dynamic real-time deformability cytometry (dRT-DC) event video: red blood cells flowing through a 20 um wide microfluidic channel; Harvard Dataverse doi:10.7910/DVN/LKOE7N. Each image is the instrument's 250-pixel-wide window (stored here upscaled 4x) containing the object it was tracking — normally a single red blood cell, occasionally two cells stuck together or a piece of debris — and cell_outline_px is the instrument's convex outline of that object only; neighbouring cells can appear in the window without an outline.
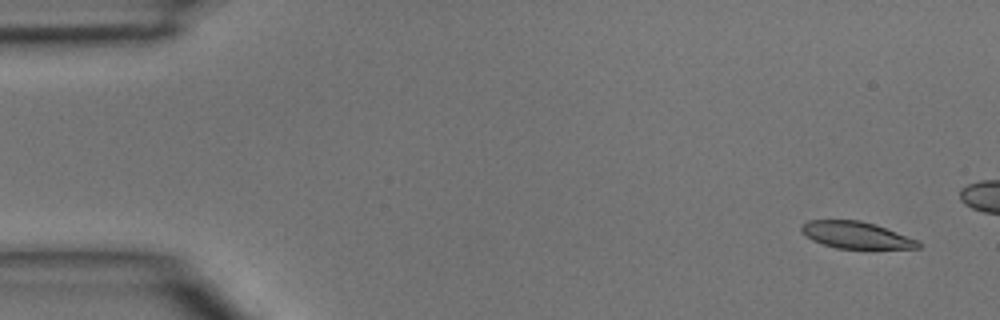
{"species": "common noctule bat (a hibernating species)", "species_latin": "Nyctalus noctula", "temperature_condition": "room temperature", "stored_images_in_passage": 7, "camera_frame_rate_fps": 3000, "um_per_image_px": 0.085, "animal": {"sex": "male", "body_mass_g": 15.6}, "frame": {"image": 1, "passage_image": 1, "time_ms": 0.0, "image_size_px": [1000, 320], "cell_outline_px": [[920, 248], [836, 248], [812, 240], [800, 228], [800, 224], [808, 220], [860, 220], [876, 224], [920, 240]], "centroid_in_image_um": [72.8, 19.96], "position_along_channel_um": 12.2, "area_um2": 18.21}}